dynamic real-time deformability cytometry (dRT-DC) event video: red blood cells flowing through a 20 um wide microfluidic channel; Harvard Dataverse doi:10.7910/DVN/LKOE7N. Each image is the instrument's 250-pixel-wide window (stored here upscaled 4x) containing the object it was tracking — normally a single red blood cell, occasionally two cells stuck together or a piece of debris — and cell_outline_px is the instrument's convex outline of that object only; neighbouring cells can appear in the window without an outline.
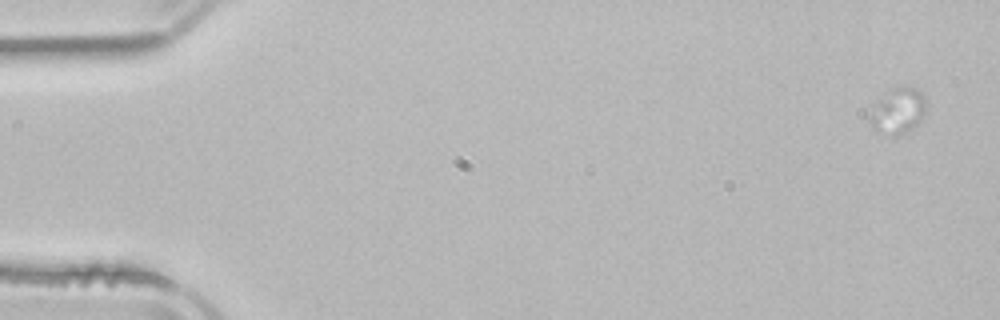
{"species": "common noctule bat (a hibernating species)", "species_latin": "Nyctalus noctula", "temperature_condition": "room temperature", "stored_images_in_passage": 4, "camera_frame_rate_fps": 3000, "um_per_image_px": 0.085, "animal": {"sex": "male", "body_mass_g": 21.5, "forearm_length_mm": 52.0}, "frame": {"image": 1, "passage_image": 1, "time_ms": 0.0, "image_size_px": [1000, 320], "cell_outline_px": [[924, 112], [920, 120], [912, 128], [896, 136], [892, 136], [876, 132], [872, 128], [868, 120], [868, 116], [876, 104], [892, 88], [900, 84], [908, 84], [916, 88], [924, 96]], "centroid_in_image_um": [76.3, 9.41], "position_along_channel_um": 8.7, "area_um2": 14.97}}
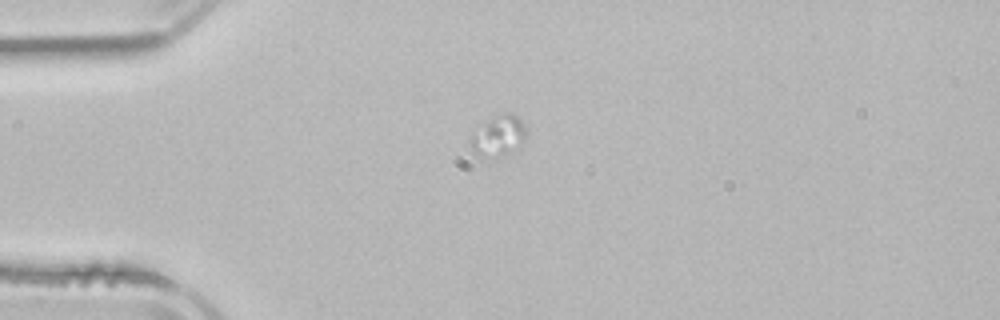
{"frame": {"image": 2, "passage_image": 4, "time_ms": 4.0, "image_size_px": [1000, 320], "cell_outline_px": [[524, 136], [520, 140], [504, 152], [476, 152], [472, 148], [472, 136], [488, 120], [504, 112], [512, 112], [524, 124]], "centroid_in_image_um": [42.38, 11.37], "position_along_channel_um": 42.6, "area_um2": 11.04}}